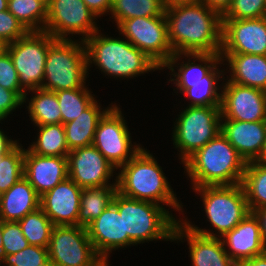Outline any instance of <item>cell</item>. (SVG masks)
<instances>
[{"mask_svg": "<svg viewBox=\"0 0 266 266\" xmlns=\"http://www.w3.org/2000/svg\"><path fill=\"white\" fill-rule=\"evenodd\" d=\"M168 40L174 54L221 53L222 15L200 0L167 3Z\"/></svg>", "mask_w": 266, "mask_h": 266, "instance_id": "6da1fadb", "label": "cell"}, {"mask_svg": "<svg viewBox=\"0 0 266 266\" xmlns=\"http://www.w3.org/2000/svg\"><path fill=\"white\" fill-rule=\"evenodd\" d=\"M192 188L240 184L246 162L220 132L184 162Z\"/></svg>", "mask_w": 266, "mask_h": 266, "instance_id": "7a4b0ae2", "label": "cell"}, {"mask_svg": "<svg viewBox=\"0 0 266 266\" xmlns=\"http://www.w3.org/2000/svg\"><path fill=\"white\" fill-rule=\"evenodd\" d=\"M118 169L121 171L116 176L115 182L117 192L120 194L162 206L166 204L169 208L182 211L183 205L175 197L162 167L144 148Z\"/></svg>", "mask_w": 266, "mask_h": 266, "instance_id": "3957f363", "label": "cell"}, {"mask_svg": "<svg viewBox=\"0 0 266 266\" xmlns=\"http://www.w3.org/2000/svg\"><path fill=\"white\" fill-rule=\"evenodd\" d=\"M96 31L84 41L87 70L90 64L113 78H133L161 67L125 38L108 37Z\"/></svg>", "mask_w": 266, "mask_h": 266, "instance_id": "277c9868", "label": "cell"}, {"mask_svg": "<svg viewBox=\"0 0 266 266\" xmlns=\"http://www.w3.org/2000/svg\"><path fill=\"white\" fill-rule=\"evenodd\" d=\"M113 203L123 216L124 235L136 245L158 239L173 242L178 221L162 205L129 198L119 192H116Z\"/></svg>", "mask_w": 266, "mask_h": 266, "instance_id": "5b68a950", "label": "cell"}, {"mask_svg": "<svg viewBox=\"0 0 266 266\" xmlns=\"http://www.w3.org/2000/svg\"><path fill=\"white\" fill-rule=\"evenodd\" d=\"M203 201L204 213L208 222L217 231L201 229L190 221L182 222L191 230L208 237H223L234 229L249 213L246 195L242 184L202 186L193 188ZM219 233V234H218ZM218 234V235H217Z\"/></svg>", "mask_w": 266, "mask_h": 266, "instance_id": "8992f818", "label": "cell"}, {"mask_svg": "<svg viewBox=\"0 0 266 266\" xmlns=\"http://www.w3.org/2000/svg\"><path fill=\"white\" fill-rule=\"evenodd\" d=\"M88 73L84 41L56 39L48 48L41 89L56 92L83 88Z\"/></svg>", "mask_w": 266, "mask_h": 266, "instance_id": "52a82bcc", "label": "cell"}, {"mask_svg": "<svg viewBox=\"0 0 266 266\" xmlns=\"http://www.w3.org/2000/svg\"><path fill=\"white\" fill-rule=\"evenodd\" d=\"M221 119L220 106L188 105L182 110L172 133L182 163L221 132Z\"/></svg>", "mask_w": 266, "mask_h": 266, "instance_id": "ba28073f", "label": "cell"}, {"mask_svg": "<svg viewBox=\"0 0 266 266\" xmlns=\"http://www.w3.org/2000/svg\"><path fill=\"white\" fill-rule=\"evenodd\" d=\"M55 40L45 31H29L24 37L7 45L25 96L28 95L27 90L30 93L41 88L48 48Z\"/></svg>", "mask_w": 266, "mask_h": 266, "instance_id": "9c48e42d", "label": "cell"}, {"mask_svg": "<svg viewBox=\"0 0 266 266\" xmlns=\"http://www.w3.org/2000/svg\"><path fill=\"white\" fill-rule=\"evenodd\" d=\"M126 124L120 107L112 104L98 121L95 131L93 145L116 170L142 148L140 144H132L131 133Z\"/></svg>", "mask_w": 266, "mask_h": 266, "instance_id": "30bf717a", "label": "cell"}, {"mask_svg": "<svg viewBox=\"0 0 266 266\" xmlns=\"http://www.w3.org/2000/svg\"><path fill=\"white\" fill-rule=\"evenodd\" d=\"M95 19L97 16L83 0H50L44 31L55 39L67 40L70 34L83 35L80 40L85 41L99 29Z\"/></svg>", "mask_w": 266, "mask_h": 266, "instance_id": "8fae6325", "label": "cell"}, {"mask_svg": "<svg viewBox=\"0 0 266 266\" xmlns=\"http://www.w3.org/2000/svg\"><path fill=\"white\" fill-rule=\"evenodd\" d=\"M117 28L120 34L161 68L174 55L168 40L166 16L126 19Z\"/></svg>", "mask_w": 266, "mask_h": 266, "instance_id": "7c38bea8", "label": "cell"}, {"mask_svg": "<svg viewBox=\"0 0 266 266\" xmlns=\"http://www.w3.org/2000/svg\"><path fill=\"white\" fill-rule=\"evenodd\" d=\"M48 254L50 266H91L98 258L86 227L54 226Z\"/></svg>", "mask_w": 266, "mask_h": 266, "instance_id": "4fadbf2b", "label": "cell"}, {"mask_svg": "<svg viewBox=\"0 0 266 266\" xmlns=\"http://www.w3.org/2000/svg\"><path fill=\"white\" fill-rule=\"evenodd\" d=\"M221 87V117L237 121H266V91L226 79Z\"/></svg>", "mask_w": 266, "mask_h": 266, "instance_id": "5bb4252c", "label": "cell"}, {"mask_svg": "<svg viewBox=\"0 0 266 266\" xmlns=\"http://www.w3.org/2000/svg\"><path fill=\"white\" fill-rule=\"evenodd\" d=\"M68 177L81 188L117 186L110 184L113 166L92 144L71 150L67 156Z\"/></svg>", "mask_w": 266, "mask_h": 266, "instance_id": "9a60e30c", "label": "cell"}, {"mask_svg": "<svg viewBox=\"0 0 266 266\" xmlns=\"http://www.w3.org/2000/svg\"><path fill=\"white\" fill-rule=\"evenodd\" d=\"M220 54L266 55V19H222Z\"/></svg>", "mask_w": 266, "mask_h": 266, "instance_id": "2e32d148", "label": "cell"}, {"mask_svg": "<svg viewBox=\"0 0 266 266\" xmlns=\"http://www.w3.org/2000/svg\"><path fill=\"white\" fill-rule=\"evenodd\" d=\"M82 190L68 177L40 196V208L54 226L78 225Z\"/></svg>", "mask_w": 266, "mask_h": 266, "instance_id": "e0dca14e", "label": "cell"}, {"mask_svg": "<svg viewBox=\"0 0 266 266\" xmlns=\"http://www.w3.org/2000/svg\"><path fill=\"white\" fill-rule=\"evenodd\" d=\"M86 230L99 256L109 257L112 250L136 245L128 235H124L123 216H120L113 202L86 227Z\"/></svg>", "mask_w": 266, "mask_h": 266, "instance_id": "ac0fdd59", "label": "cell"}, {"mask_svg": "<svg viewBox=\"0 0 266 266\" xmlns=\"http://www.w3.org/2000/svg\"><path fill=\"white\" fill-rule=\"evenodd\" d=\"M24 177L39 196L68 178V159L40 156L24 148Z\"/></svg>", "mask_w": 266, "mask_h": 266, "instance_id": "d6986e66", "label": "cell"}, {"mask_svg": "<svg viewBox=\"0 0 266 266\" xmlns=\"http://www.w3.org/2000/svg\"><path fill=\"white\" fill-rule=\"evenodd\" d=\"M187 239L192 266H234V261L225 251L221 238L208 237L189 229L178 220L174 229V240Z\"/></svg>", "mask_w": 266, "mask_h": 266, "instance_id": "ffe728a7", "label": "cell"}, {"mask_svg": "<svg viewBox=\"0 0 266 266\" xmlns=\"http://www.w3.org/2000/svg\"><path fill=\"white\" fill-rule=\"evenodd\" d=\"M221 132L245 162L255 161L266 139V121L221 119Z\"/></svg>", "mask_w": 266, "mask_h": 266, "instance_id": "44dd1931", "label": "cell"}, {"mask_svg": "<svg viewBox=\"0 0 266 266\" xmlns=\"http://www.w3.org/2000/svg\"><path fill=\"white\" fill-rule=\"evenodd\" d=\"M221 239L226 253L234 262L265 252L259 222L252 212Z\"/></svg>", "mask_w": 266, "mask_h": 266, "instance_id": "7402d4cb", "label": "cell"}, {"mask_svg": "<svg viewBox=\"0 0 266 266\" xmlns=\"http://www.w3.org/2000/svg\"><path fill=\"white\" fill-rule=\"evenodd\" d=\"M189 58L187 62L183 60L180 64V58ZM193 58V61L190 60ZM179 59V60H178ZM195 61L201 62L197 63ZM179 62V63H178ZM222 62V63H221ZM220 53H179L174 54L165 64L162 66L161 70L165 67L171 71L170 77L173 83H197V82H207V74L216 66L223 64ZM185 63V64H184ZM180 64V66H179ZM204 64V65H203ZM178 65V66H176ZM177 67L178 72L175 71ZM179 67V68H178Z\"/></svg>", "mask_w": 266, "mask_h": 266, "instance_id": "603a6c76", "label": "cell"}, {"mask_svg": "<svg viewBox=\"0 0 266 266\" xmlns=\"http://www.w3.org/2000/svg\"><path fill=\"white\" fill-rule=\"evenodd\" d=\"M221 58L229 63V82L266 91V55L221 54Z\"/></svg>", "mask_w": 266, "mask_h": 266, "instance_id": "cb8c5ba5", "label": "cell"}, {"mask_svg": "<svg viewBox=\"0 0 266 266\" xmlns=\"http://www.w3.org/2000/svg\"><path fill=\"white\" fill-rule=\"evenodd\" d=\"M39 207L40 196L25 177L0 195V219L2 221L18 222Z\"/></svg>", "mask_w": 266, "mask_h": 266, "instance_id": "d4e9b609", "label": "cell"}, {"mask_svg": "<svg viewBox=\"0 0 266 266\" xmlns=\"http://www.w3.org/2000/svg\"><path fill=\"white\" fill-rule=\"evenodd\" d=\"M94 101L73 121L64 124L69 151L93 144L98 121L110 108L101 111L100 103ZM99 104V105H98Z\"/></svg>", "mask_w": 266, "mask_h": 266, "instance_id": "484cf974", "label": "cell"}, {"mask_svg": "<svg viewBox=\"0 0 266 266\" xmlns=\"http://www.w3.org/2000/svg\"><path fill=\"white\" fill-rule=\"evenodd\" d=\"M223 70L217 65L207 74V82L197 83H174L179 93H183L190 99L189 106H221V95L218 93L219 79L225 80ZM223 76V77H222Z\"/></svg>", "mask_w": 266, "mask_h": 266, "instance_id": "4316f807", "label": "cell"}, {"mask_svg": "<svg viewBox=\"0 0 266 266\" xmlns=\"http://www.w3.org/2000/svg\"><path fill=\"white\" fill-rule=\"evenodd\" d=\"M117 186L83 188L80 197L78 226L87 227L113 202Z\"/></svg>", "mask_w": 266, "mask_h": 266, "instance_id": "83f0119b", "label": "cell"}, {"mask_svg": "<svg viewBox=\"0 0 266 266\" xmlns=\"http://www.w3.org/2000/svg\"><path fill=\"white\" fill-rule=\"evenodd\" d=\"M166 0H112L110 13L117 27L126 19L165 16Z\"/></svg>", "mask_w": 266, "mask_h": 266, "instance_id": "f1b7e54d", "label": "cell"}, {"mask_svg": "<svg viewBox=\"0 0 266 266\" xmlns=\"http://www.w3.org/2000/svg\"><path fill=\"white\" fill-rule=\"evenodd\" d=\"M34 96L27 106L30 120L35 126L62 123L61 111L55 92L41 88L32 90Z\"/></svg>", "mask_w": 266, "mask_h": 266, "instance_id": "f546056e", "label": "cell"}, {"mask_svg": "<svg viewBox=\"0 0 266 266\" xmlns=\"http://www.w3.org/2000/svg\"><path fill=\"white\" fill-rule=\"evenodd\" d=\"M241 184L250 212L266 207V164L258 161L247 162Z\"/></svg>", "mask_w": 266, "mask_h": 266, "instance_id": "4dcf8cb0", "label": "cell"}, {"mask_svg": "<svg viewBox=\"0 0 266 266\" xmlns=\"http://www.w3.org/2000/svg\"><path fill=\"white\" fill-rule=\"evenodd\" d=\"M39 129L37 141L32 142L28 149L40 156L67 157L69 151L64 124L37 126Z\"/></svg>", "mask_w": 266, "mask_h": 266, "instance_id": "1f68e13d", "label": "cell"}, {"mask_svg": "<svg viewBox=\"0 0 266 266\" xmlns=\"http://www.w3.org/2000/svg\"><path fill=\"white\" fill-rule=\"evenodd\" d=\"M7 9L28 31H44L47 5L41 0H8Z\"/></svg>", "mask_w": 266, "mask_h": 266, "instance_id": "d6a6232c", "label": "cell"}, {"mask_svg": "<svg viewBox=\"0 0 266 266\" xmlns=\"http://www.w3.org/2000/svg\"><path fill=\"white\" fill-rule=\"evenodd\" d=\"M29 245L48 248L53 223L39 207L18 221Z\"/></svg>", "mask_w": 266, "mask_h": 266, "instance_id": "836d02e7", "label": "cell"}, {"mask_svg": "<svg viewBox=\"0 0 266 266\" xmlns=\"http://www.w3.org/2000/svg\"><path fill=\"white\" fill-rule=\"evenodd\" d=\"M62 124L73 121L87 109L96 99L86 86L72 90L56 91Z\"/></svg>", "mask_w": 266, "mask_h": 266, "instance_id": "e575fe53", "label": "cell"}, {"mask_svg": "<svg viewBox=\"0 0 266 266\" xmlns=\"http://www.w3.org/2000/svg\"><path fill=\"white\" fill-rule=\"evenodd\" d=\"M24 177V148L18 144L0 158V195Z\"/></svg>", "mask_w": 266, "mask_h": 266, "instance_id": "d590c367", "label": "cell"}, {"mask_svg": "<svg viewBox=\"0 0 266 266\" xmlns=\"http://www.w3.org/2000/svg\"><path fill=\"white\" fill-rule=\"evenodd\" d=\"M3 266H50L48 248L28 245L25 249L6 255Z\"/></svg>", "mask_w": 266, "mask_h": 266, "instance_id": "8d00e7d4", "label": "cell"}, {"mask_svg": "<svg viewBox=\"0 0 266 266\" xmlns=\"http://www.w3.org/2000/svg\"><path fill=\"white\" fill-rule=\"evenodd\" d=\"M266 0H232L222 19H254L264 17Z\"/></svg>", "mask_w": 266, "mask_h": 266, "instance_id": "74e56055", "label": "cell"}, {"mask_svg": "<svg viewBox=\"0 0 266 266\" xmlns=\"http://www.w3.org/2000/svg\"><path fill=\"white\" fill-rule=\"evenodd\" d=\"M2 244L6 255L17 253L29 245L18 222L2 221Z\"/></svg>", "mask_w": 266, "mask_h": 266, "instance_id": "f35d334b", "label": "cell"}, {"mask_svg": "<svg viewBox=\"0 0 266 266\" xmlns=\"http://www.w3.org/2000/svg\"><path fill=\"white\" fill-rule=\"evenodd\" d=\"M0 86L18 93L26 103V93L21 89L19 77L8 51L0 55Z\"/></svg>", "mask_w": 266, "mask_h": 266, "instance_id": "ab89813d", "label": "cell"}, {"mask_svg": "<svg viewBox=\"0 0 266 266\" xmlns=\"http://www.w3.org/2000/svg\"><path fill=\"white\" fill-rule=\"evenodd\" d=\"M29 31L24 25L7 9L0 11V37L9 43L24 37Z\"/></svg>", "mask_w": 266, "mask_h": 266, "instance_id": "60d3db41", "label": "cell"}, {"mask_svg": "<svg viewBox=\"0 0 266 266\" xmlns=\"http://www.w3.org/2000/svg\"><path fill=\"white\" fill-rule=\"evenodd\" d=\"M24 104V99L16 92L0 86V121Z\"/></svg>", "mask_w": 266, "mask_h": 266, "instance_id": "b9f144b4", "label": "cell"}, {"mask_svg": "<svg viewBox=\"0 0 266 266\" xmlns=\"http://www.w3.org/2000/svg\"><path fill=\"white\" fill-rule=\"evenodd\" d=\"M86 6L97 16L110 13L112 0H83Z\"/></svg>", "mask_w": 266, "mask_h": 266, "instance_id": "7bdbcfd3", "label": "cell"}, {"mask_svg": "<svg viewBox=\"0 0 266 266\" xmlns=\"http://www.w3.org/2000/svg\"><path fill=\"white\" fill-rule=\"evenodd\" d=\"M252 213L258 219L259 227L261 230V236L263 240V246L266 251V207L257 208L253 210Z\"/></svg>", "mask_w": 266, "mask_h": 266, "instance_id": "ee69618b", "label": "cell"}, {"mask_svg": "<svg viewBox=\"0 0 266 266\" xmlns=\"http://www.w3.org/2000/svg\"><path fill=\"white\" fill-rule=\"evenodd\" d=\"M18 144L17 140L9 139L0 129V158L13 150Z\"/></svg>", "mask_w": 266, "mask_h": 266, "instance_id": "f6af8a7d", "label": "cell"}, {"mask_svg": "<svg viewBox=\"0 0 266 266\" xmlns=\"http://www.w3.org/2000/svg\"><path fill=\"white\" fill-rule=\"evenodd\" d=\"M203 4L209 8L219 12L223 15L230 7L232 0H200Z\"/></svg>", "mask_w": 266, "mask_h": 266, "instance_id": "bcb514c9", "label": "cell"}, {"mask_svg": "<svg viewBox=\"0 0 266 266\" xmlns=\"http://www.w3.org/2000/svg\"><path fill=\"white\" fill-rule=\"evenodd\" d=\"M234 266H266V251L250 259L235 261Z\"/></svg>", "mask_w": 266, "mask_h": 266, "instance_id": "7dc6e473", "label": "cell"}, {"mask_svg": "<svg viewBox=\"0 0 266 266\" xmlns=\"http://www.w3.org/2000/svg\"><path fill=\"white\" fill-rule=\"evenodd\" d=\"M108 256H99L91 266H108Z\"/></svg>", "mask_w": 266, "mask_h": 266, "instance_id": "c3c4849f", "label": "cell"}, {"mask_svg": "<svg viewBox=\"0 0 266 266\" xmlns=\"http://www.w3.org/2000/svg\"><path fill=\"white\" fill-rule=\"evenodd\" d=\"M6 256L5 249L2 244V220L0 219V261H2Z\"/></svg>", "mask_w": 266, "mask_h": 266, "instance_id": "681fc988", "label": "cell"}, {"mask_svg": "<svg viewBox=\"0 0 266 266\" xmlns=\"http://www.w3.org/2000/svg\"><path fill=\"white\" fill-rule=\"evenodd\" d=\"M255 161L266 164V139L264 141L262 151H261L259 157Z\"/></svg>", "mask_w": 266, "mask_h": 266, "instance_id": "f907efd6", "label": "cell"}, {"mask_svg": "<svg viewBox=\"0 0 266 266\" xmlns=\"http://www.w3.org/2000/svg\"><path fill=\"white\" fill-rule=\"evenodd\" d=\"M7 45L8 43L0 37V55L7 51Z\"/></svg>", "mask_w": 266, "mask_h": 266, "instance_id": "816d5d0a", "label": "cell"}, {"mask_svg": "<svg viewBox=\"0 0 266 266\" xmlns=\"http://www.w3.org/2000/svg\"><path fill=\"white\" fill-rule=\"evenodd\" d=\"M8 0H0V11L7 10Z\"/></svg>", "mask_w": 266, "mask_h": 266, "instance_id": "f5cc1de1", "label": "cell"}, {"mask_svg": "<svg viewBox=\"0 0 266 266\" xmlns=\"http://www.w3.org/2000/svg\"><path fill=\"white\" fill-rule=\"evenodd\" d=\"M41 1H43L46 5H48L50 0H41Z\"/></svg>", "mask_w": 266, "mask_h": 266, "instance_id": "db71d44e", "label": "cell"}]
</instances>
